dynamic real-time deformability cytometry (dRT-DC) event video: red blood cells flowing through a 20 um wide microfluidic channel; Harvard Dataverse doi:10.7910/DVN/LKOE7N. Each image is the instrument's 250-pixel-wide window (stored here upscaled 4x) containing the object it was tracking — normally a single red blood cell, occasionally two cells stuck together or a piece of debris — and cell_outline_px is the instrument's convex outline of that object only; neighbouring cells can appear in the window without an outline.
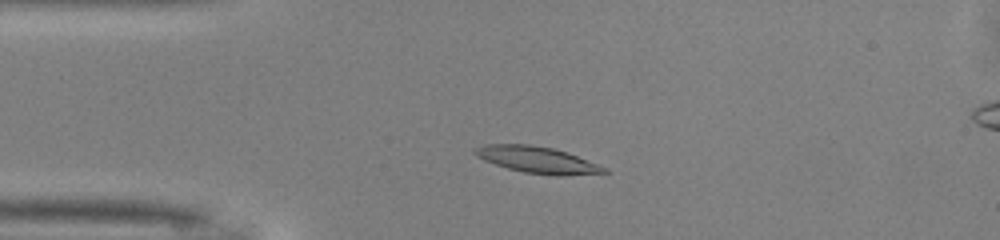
{"species": "common noctule bat (a hibernating species)", "species_latin": "Nyctalus noctula", "temperature_condition": "warm", "stored_images_in_passage": 47, "camera_frame_rate_fps": 3000, "um_per_image_px": 0.085, "animal": {"sex": "male", "body_mass_g": 13.0, "forearm_length_mm": 53.1}, "frame": {"image": 1, "passage_image": 8, "time_ms": 2.333, "image_size_px": [1000, 240], "cell_outline_px": [[608, 172], [564, 176], [560, 176], [524, 172], [508, 168], [484, 160], [476, 156], [472, 152], [472, 148], [484, 144], [532, 144], [552, 148], [568, 152], [608, 168]], "centroid_in_image_um": [45.65, 13.57], "position_along_channel_um": 39.3, "area_um2": 20.06}}
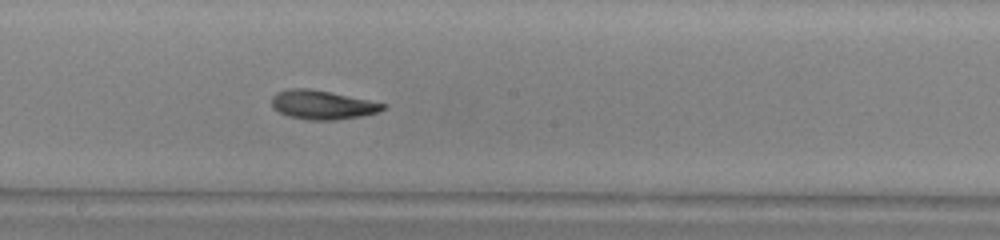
{"frame": {"image": 2, "passage_image": 23, "time_ms": 7.333, "image_size_px": [1000, 240], "cell_outline_px": [[388, 108], [380, 112], [364, 116], [336, 120], [308, 120], [288, 116], [272, 108], [272, 96], [276, 92], [288, 88], [308, 88], [388, 104]], "centroid_in_image_um": [27.42, 8.92], "position_along_channel_um": 220.8, "area_um2": 18.96}}
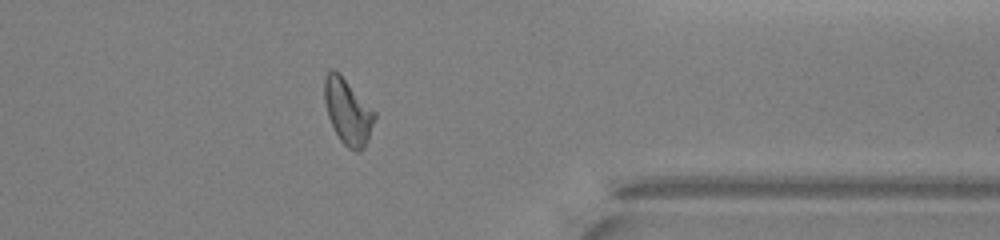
{"frame": {"image": 3, "passage_image": 36, "time_ms": 11.667, "image_size_px": [1000, 240], "cell_outline_px": [[376, 120], [368, 140], [364, 148], [360, 152], [356, 152], [348, 148], [340, 140], [328, 116], [324, 100], [324, 76], [332, 68], [340, 72], [376, 112]], "centroid_in_image_um": [29.58, 9.47], "position_along_channel_um": 381.8, "area_um2": 19.48}, "authors_computed_cell_mechanics": {"area_um2": 19.074, "velocity_mm_per_s": 4.1019, "shape_relaxation_time_tau1_ms": 5.3366, "shape_relaxation_time_tau2_ms": 7.7991, "deformation_change_tau1": 0.1872, "deformation_change_tau2": 0.1401}}